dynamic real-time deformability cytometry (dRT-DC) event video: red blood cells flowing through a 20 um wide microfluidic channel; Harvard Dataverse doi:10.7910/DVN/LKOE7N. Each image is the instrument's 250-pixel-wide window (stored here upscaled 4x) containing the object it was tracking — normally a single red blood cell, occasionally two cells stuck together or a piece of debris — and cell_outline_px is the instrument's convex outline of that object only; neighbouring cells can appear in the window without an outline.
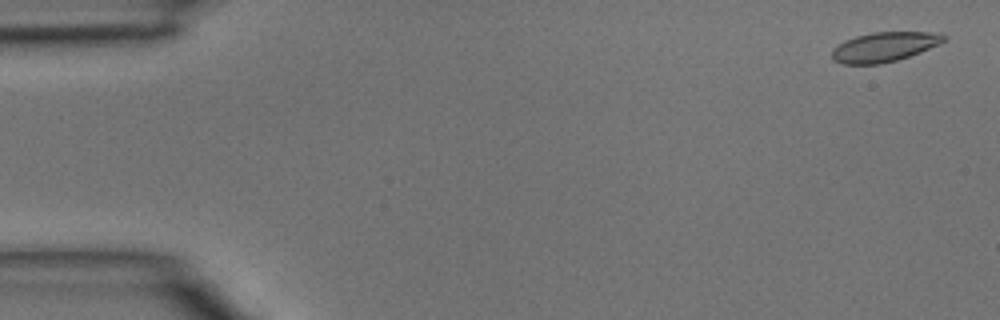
{"species": "common noctule bat (a hibernating species)", "species_latin": "Nyctalus noctula", "temperature_condition": "room temperature", "stored_images_in_passage": 4, "camera_frame_rate_fps": 3000, "um_per_image_px": 0.085, "animal": {"sex": "male", "body_mass_g": 15.6}, "frame": {"image": 1, "passage_image": 1, "time_ms": 0.0, "image_size_px": [1000, 320], "cell_outline_px": [[948, 40], [940, 44], [920, 52], [896, 60], [880, 64], [840, 64], [832, 60], [832, 48], [844, 40], [856, 36], [872, 32], [932, 32], [948, 36]], "centroid_in_image_um": [75.15, 3.98], "position_along_channel_um": 9.8, "area_um2": 19.48}}
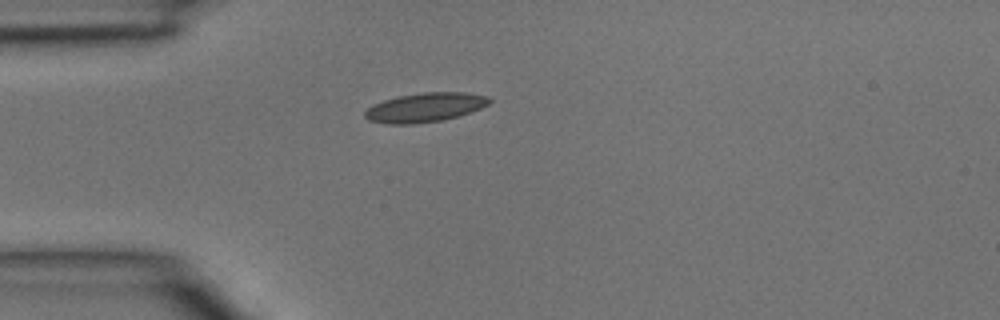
{"frame": {"image": 2, "passage_image": 4, "time_ms": 1.0, "image_size_px": [1000, 320], "cell_outline_px": [[492, 100], [488, 104], [480, 108], [456, 116], [440, 120], [412, 124], [388, 124], [368, 120], [364, 116], [364, 112], [372, 104], [384, 100], [400, 96], [424, 92], [464, 92], [488, 96]], "centroid_in_image_um": [36.1, 9.12], "position_along_channel_um": 48.9, "area_um2": 20.92}}